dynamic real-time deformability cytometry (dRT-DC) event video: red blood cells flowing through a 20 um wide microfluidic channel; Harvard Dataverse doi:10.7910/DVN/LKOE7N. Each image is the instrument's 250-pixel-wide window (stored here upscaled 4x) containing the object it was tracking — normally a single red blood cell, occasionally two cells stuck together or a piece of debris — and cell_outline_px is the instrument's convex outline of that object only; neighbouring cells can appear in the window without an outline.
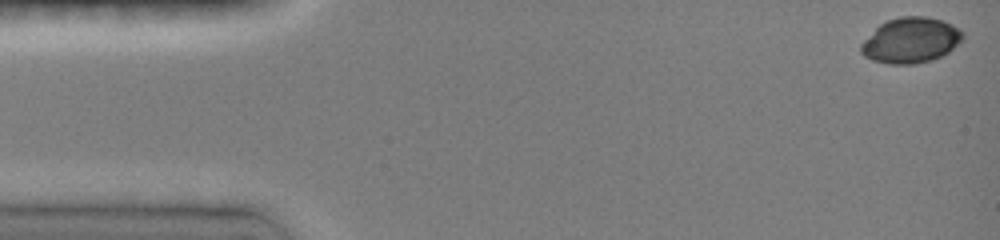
{"species": "common noctule bat (a hibernating species)", "species_latin": "Nyctalus noctula", "temperature_condition": "room temperature", "stored_images_in_passage": 44, "camera_frame_rate_fps": 3000, "um_per_image_px": 0.085, "animal": {"sex": "female", "body_mass_g": 19.0, "forearm_length_mm": 51.5}, "frame": {"image": 1, "passage_image": 1, "time_ms": 0.0, "image_size_px": [1000, 240], "cell_outline_px": [[964, 36], [948, 52], [932, 60], [916, 64], [888, 64], [872, 60], [864, 56], [860, 52], [860, 44], [880, 24], [888, 20], [900, 16], [924, 16], [940, 20], [952, 24], [964, 32]], "centroid_in_image_um": [77.39, 3.43], "position_along_channel_um": 7.6, "area_um2": 26.82}}
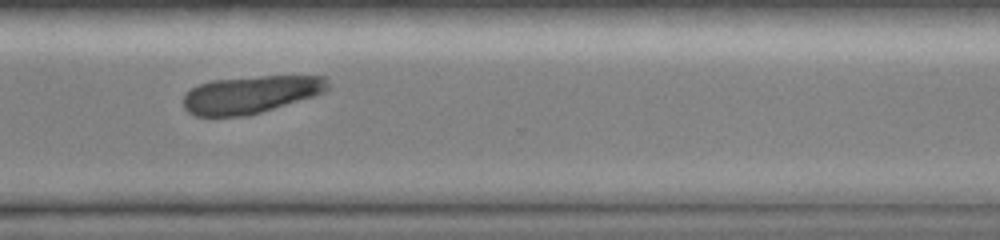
{"frame": {"image": 2, "passage_image": 35, "time_ms": 11.333, "image_size_px": [1000, 240], "cell_outline_px": [[328, 88], [324, 92], [312, 96], [248, 116], [196, 116], [188, 112], [184, 108], [184, 96], [192, 88], [200, 84], [212, 80], [260, 76], [324, 76], [328, 80]], "centroid_in_image_um": [21.29, 8.03], "position_along_channel_um": 349.3, "area_um2": 31.27}}
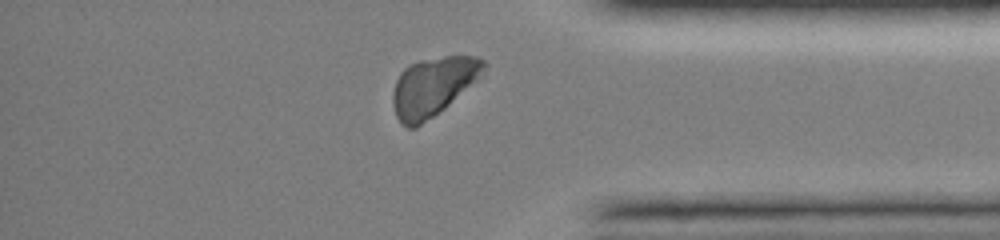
{"frame": {"image": 3, "passage_image": 39, "time_ms": 12.667, "image_size_px": [1000, 240], "cell_outline_px": [[488, 64], [480, 76], [444, 108], [416, 128], [408, 128], [400, 124], [396, 116], [392, 104], [392, 92], [396, 80], [400, 72], [408, 64], [420, 60], [444, 56], [476, 56], [484, 60]], "centroid_in_image_um": [36.76, 7.35], "position_along_channel_um": 398.4, "area_um2": 31.04}}